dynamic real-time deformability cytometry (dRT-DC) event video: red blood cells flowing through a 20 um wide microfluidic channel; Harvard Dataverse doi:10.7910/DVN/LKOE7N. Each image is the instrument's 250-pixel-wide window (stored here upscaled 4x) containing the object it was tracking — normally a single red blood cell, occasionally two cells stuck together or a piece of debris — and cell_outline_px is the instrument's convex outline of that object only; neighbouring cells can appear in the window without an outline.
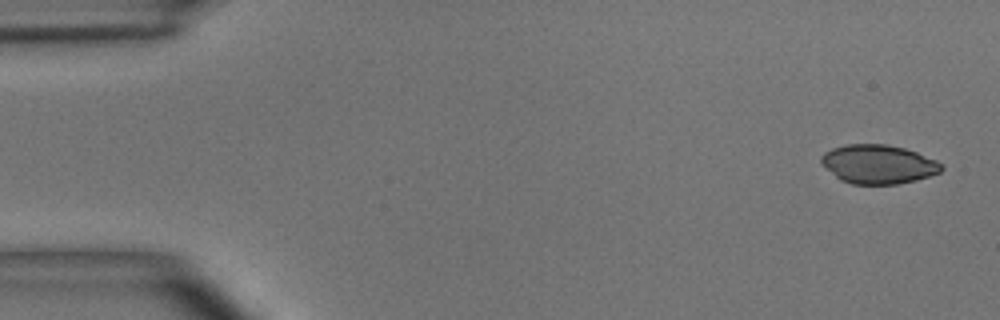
{"species": "common noctule bat (a hibernating species)", "species_latin": "Nyctalus noctula", "temperature_condition": "room temperature", "stored_images_in_passage": 6, "camera_frame_rate_fps": 3000, "um_per_image_px": 0.085, "animal": {"sex": "male", "body_mass_g": 15.6}, "frame": {"image": 1, "passage_image": 1, "time_ms": 0.0, "image_size_px": [1000, 320], "cell_outline_px": [[944, 168], [940, 172], [916, 180], [896, 184], [852, 184], [840, 180], [820, 164], [820, 156], [824, 152], [832, 148], [848, 144], [888, 144], [904, 148], [916, 152], [936, 160]], "centroid_in_image_um": [74.61, 13.95], "position_along_channel_um": 10.4, "area_um2": 27.34}}
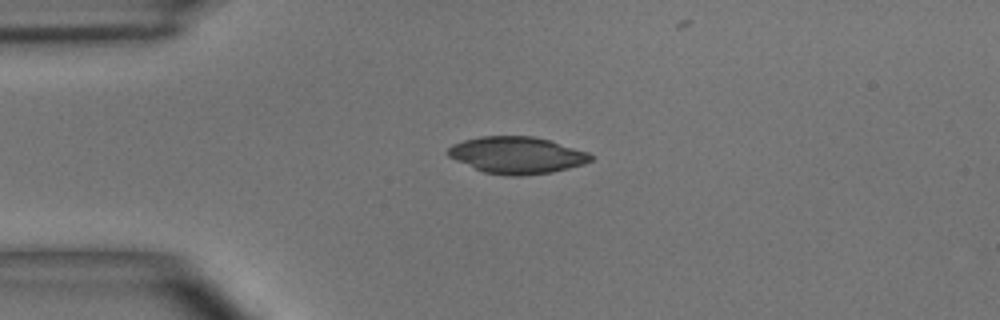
{"frame": {"image": 2, "passage_image": 4, "time_ms": 3.333, "image_size_px": [1000, 320], "cell_outline_px": [[596, 156], [592, 160], [584, 164], [552, 172], [520, 176], [512, 176], [484, 172], [456, 160], [448, 156], [444, 152], [452, 144], [464, 140], [480, 136], [532, 136], [548, 140], [588, 152]], "centroid_in_image_um": [43.93, 13.18], "position_along_channel_um": 41.1, "area_um2": 30.58}}
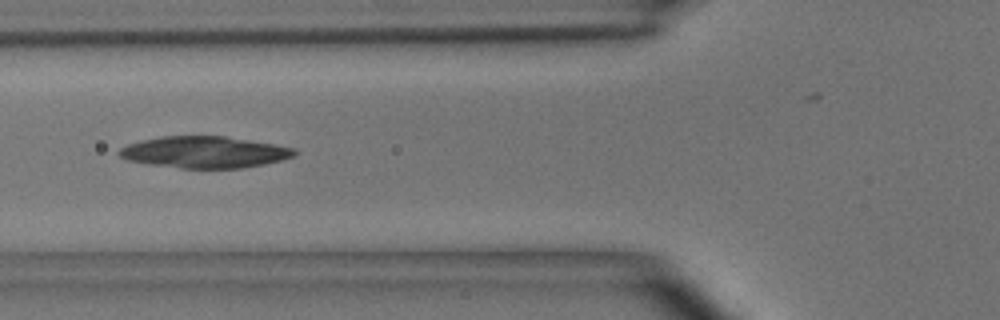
{"frame": {"image": 3, "passage_image": 6, "time_ms": 5.667, "image_size_px": [1000, 320], "cell_outline_px": [[296, 156], [264, 164], [244, 168], [180, 168], [148, 164], [128, 160], [120, 156], [116, 152], [120, 148], [128, 144], [144, 140], [164, 136], [224, 136], [276, 144], [296, 148]], "centroid_in_image_um": [17.41, 12.93], "position_along_channel_um": 108.4, "area_um2": 32.25}}